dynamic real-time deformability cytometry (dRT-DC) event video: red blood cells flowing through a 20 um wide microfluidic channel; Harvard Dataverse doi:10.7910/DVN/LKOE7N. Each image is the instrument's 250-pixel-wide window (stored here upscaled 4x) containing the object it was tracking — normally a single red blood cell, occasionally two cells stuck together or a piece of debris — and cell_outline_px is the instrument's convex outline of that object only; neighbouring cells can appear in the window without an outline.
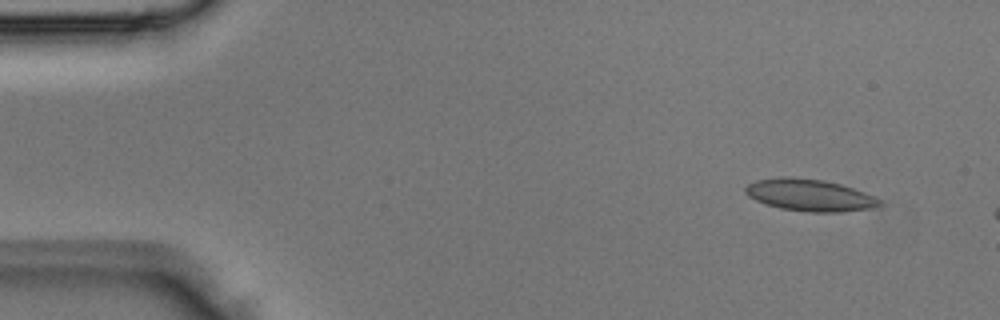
{"species": "Egyptian fruit bat (a non-hibernating species)", "species_latin": "Rousettus aegyptiacus", "temperature_condition": "room temperature", "stored_images_in_passage": 4, "camera_frame_rate_fps": 3000, "um_per_image_px": 0.085, "animal": {"sex": "male"}, "frame": {"image": 1, "passage_image": 2, "time_ms": 0.333, "image_size_px": [1000, 320], "cell_outline_px": [[884, 204], [868, 208], [840, 212], [808, 212], [780, 208], [764, 204], [748, 196], [744, 192], [744, 188], [748, 184], [756, 180], [824, 180], [840, 184], [864, 192], [880, 200]], "centroid_in_image_um": [68.84, 16.64], "position_along_channel_um": 16.2, "area_um2": 23.87}}